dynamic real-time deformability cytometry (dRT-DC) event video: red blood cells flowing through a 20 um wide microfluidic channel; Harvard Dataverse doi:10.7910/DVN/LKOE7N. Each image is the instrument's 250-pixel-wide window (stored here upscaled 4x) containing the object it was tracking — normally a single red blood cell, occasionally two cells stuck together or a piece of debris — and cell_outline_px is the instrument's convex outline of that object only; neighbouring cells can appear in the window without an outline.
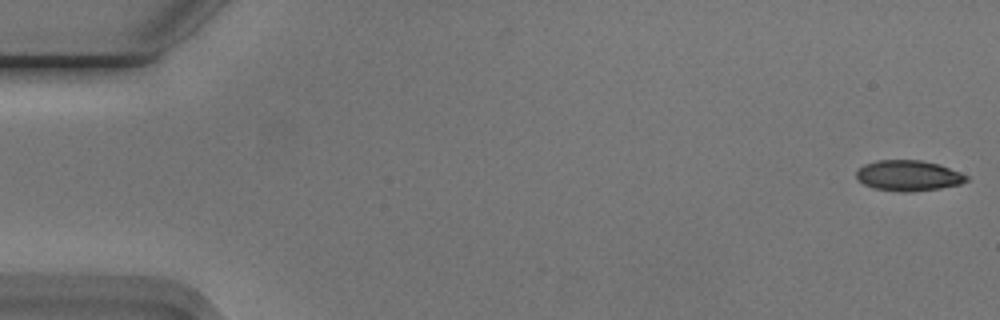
{"species": "Egyptian fruit bat (a non-hibernating species)", "species_latin": "Rousettus aegyptiacus", "temperature_condition": "cold", "stored_images_in_passage": 54, "camera_frame_rate_fps": 3000, "um_per_image_px": 0.085, "animal": {"sex": "male"}, "frame": {"image": 1, "passage_image": 1, "time_ms": 0.0, "image_size_px": [1000, 320], "cell_outline_px": [[968, 180], [960, 184], [940, 188], [904, 192], [876, 188], [864, 184], [856, 176], [856, 172], [864, 164], [876, 160], [920, 160], [940, 164], [960, 172], [968, 176]], "centroid_in_image_um": [77.23, 14.91], "position_along_channel_um": 7.8, "area_um2": 19.42}}
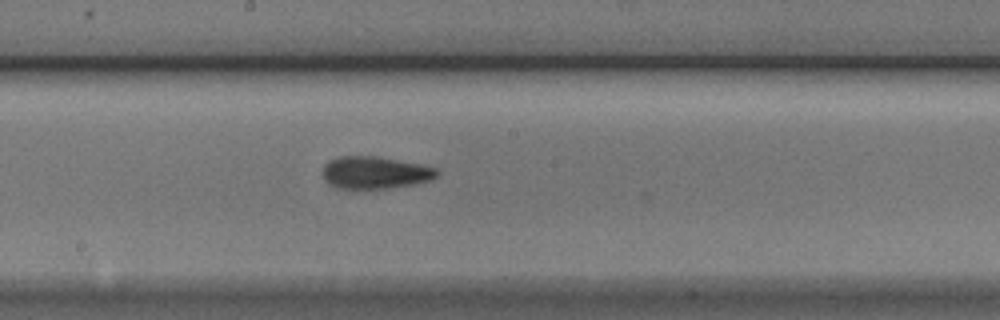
{"frame": {"image": 2, "passage_image": 29, "time_ms": 9.333, "image_size_px": [1000, 320], "cell_outline_px": [[440, 172], [436, 176], [428, 180], [416, 184], [388, 188], [352, 192], [336, 188], [328, 184], [324, 180], [324, 164], [340, 156], [376, 156], [420, 164], [436, 168]], "centroid_in_image_um": [31.83, 14.72], "position_along_channel_um": 216.4, "area_um2": 22.08}}
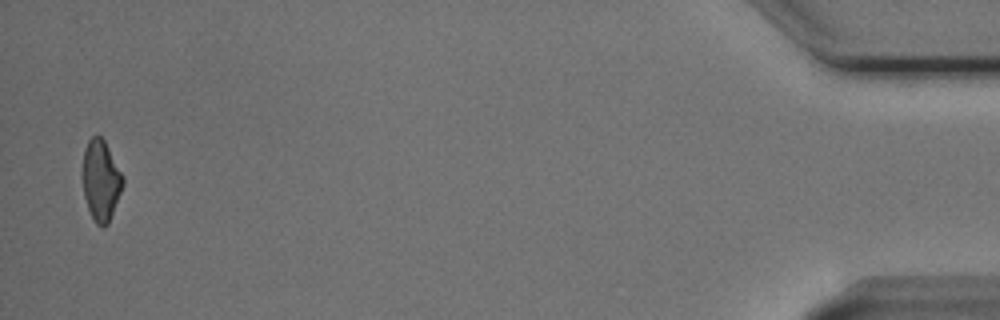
{"frame": {"image": 3, "passage_image": 53, "time_ms": 17.333, "image_size_px": [1000, 320], "cell_outline_px": [[124, 184], [108, 224], [104, 228], [96, 224], [88, 208], [84, 196], [84, 148], [88, 140], [92, 136], [100, 136], [104, 140], [124, 176]], "centroid_in_image_um": [8.6, 15.34], "position_along_channel_um": 426.6, "area_um2": 18.67}, "authors_computed_cell_mechanics": {"area_um2": 20.2878, "velocity_mm_per_s": 3.781, "shape_relaxation_time_tau1_ms": 6.5677, "shape_relaxation_time_tau2_ms": 3.6383, "deformation_change_tau1": 0.1571, "deformation_change_tau2": 0.1098}}